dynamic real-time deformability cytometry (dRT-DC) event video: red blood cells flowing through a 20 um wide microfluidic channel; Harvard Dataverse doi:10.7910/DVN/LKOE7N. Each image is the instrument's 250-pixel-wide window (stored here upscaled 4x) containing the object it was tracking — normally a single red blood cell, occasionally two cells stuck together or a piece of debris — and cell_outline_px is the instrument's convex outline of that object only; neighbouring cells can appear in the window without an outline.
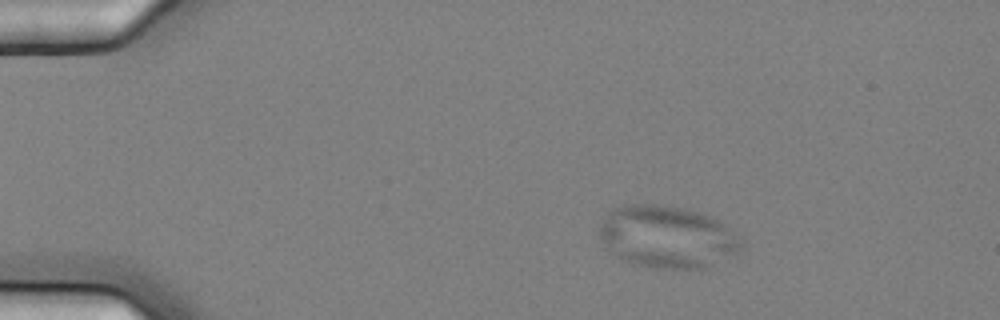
{"species": "common noctule bat (a hibernating species)", "species_latin": "Nyctalus noctula", "temperature_condition": "cold", "stored_images_in_passage": 9, "camera_frame_rate_fps": 3000, "um_per_image_px": 0.085, "animal": {"sex": "female", "body_mass_g": 25.1}, "frame": {"image": 1, "passage_image": 1, "time_ms": 0.0, "image_size_px": [1000, 320], "cell_outline_px": [[744, 248], [704, 268], [652, 268], [632, 264], [620, 260], [604, 248], [600, 236], [600, 228], [604, 220], [612, 208], [624, 204], [656, 204], [684, 208], [708, 216], [716, 220], [744, 240]], "centroid_in_image_um": [56.66, 20.14], "position_along_channel_um": 28.3, "area_um2": 51.33}}
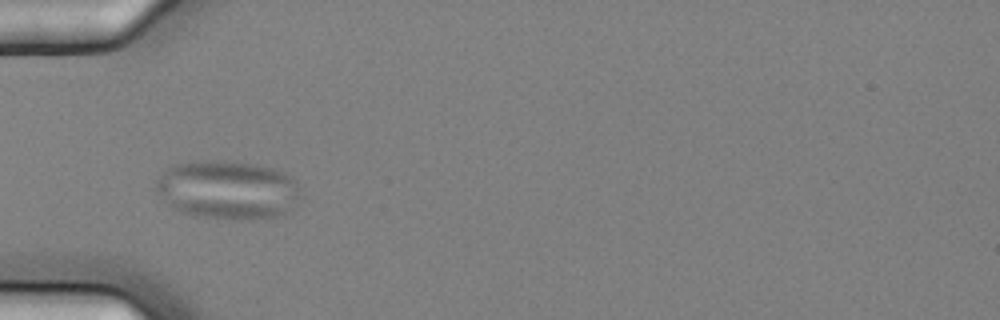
{"frame": {"image": 2, "passage_image": 3, "time_ms": 0.667, "image_size_px": [1000, 320], "cell_outline_px": [[300, 196], [284, 212], [276, 216], [248, 220], [236, 220], [196, 216], [180, 212], [172, 208], [152, 188], [156, 180], [172, 164], [192, 160], [224, 160], [256, 164], [272, 168], [284, 172], [292, 176], [296, 180], [300, 188]], "centroid_in_image_um": [19.29, 16.12], "position_along_channel_um": 65.7, "area_um2": 50.11}}